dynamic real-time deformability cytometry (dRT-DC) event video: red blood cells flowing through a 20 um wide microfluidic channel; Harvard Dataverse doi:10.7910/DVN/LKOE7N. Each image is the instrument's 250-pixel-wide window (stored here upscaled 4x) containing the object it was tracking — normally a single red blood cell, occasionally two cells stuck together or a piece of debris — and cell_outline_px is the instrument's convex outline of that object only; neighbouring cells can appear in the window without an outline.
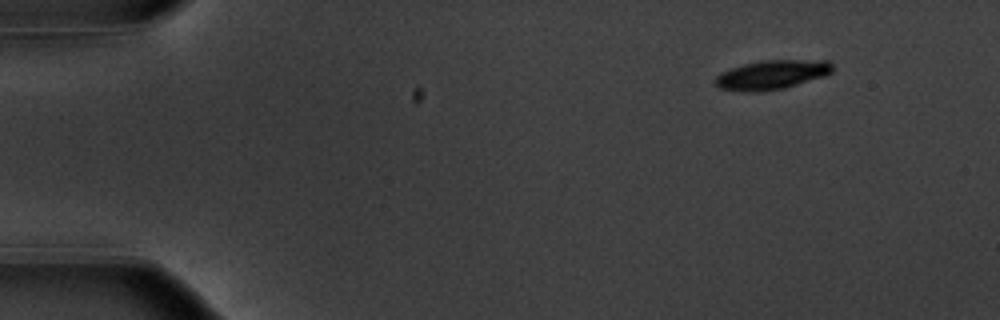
{"species": "common noctule bat (a hibernating species)", "species_latin": "Nyctalus noctula", "temperature_condition": "warm", "stored_images_in_passage": 8, "camera_frame_rate_fps": 3000, "um_per_image_px": 0.085, "animal": {"sex": "male", "body_mass_g": 20.1, "forearm_length_mm": 53.5}, "frame": {"image": 1, "passage_image": 1, "time_ms": 0.0, "image_size_px": [1000, 320], "cell_outline_px": [[832, 72], [824, 76], [784, 88], [760, 92], [744, 92], [720, 88], [716, 84], [716, 76], [720, 72], [744, 64], [764, 60], [828, 60], [832, 64]], "centroid_in_image_um": [65.61, 6.35], "position_along_channel_um": 19.4, "area_um2": 19.88}}